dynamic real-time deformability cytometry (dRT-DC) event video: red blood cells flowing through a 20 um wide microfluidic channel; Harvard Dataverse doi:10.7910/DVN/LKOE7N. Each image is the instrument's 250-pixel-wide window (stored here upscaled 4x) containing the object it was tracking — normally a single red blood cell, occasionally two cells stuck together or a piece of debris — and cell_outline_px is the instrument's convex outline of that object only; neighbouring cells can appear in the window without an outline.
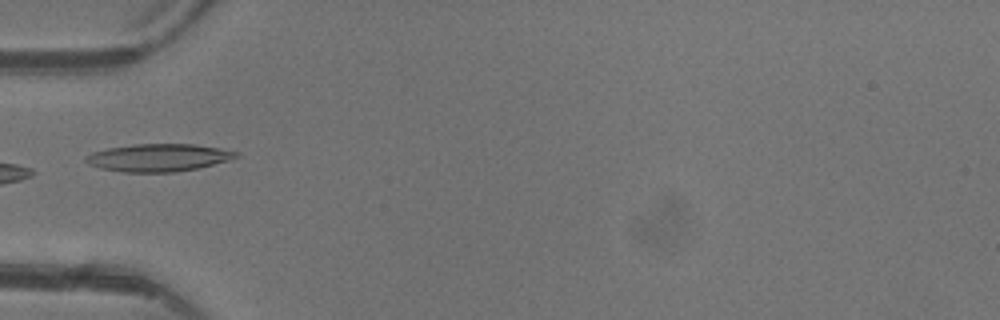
{"species": "common noctule bat (a hibernating species)", "species_latin": "Nyctalus noctula", "temperature_condition": "warm", "stored_images_in_passage": 6, "camera_frame_rate_fps": 3000, "um_per_image_px": 0.085, "animal": {"sex": "female"}, "frame": {"image": 1, "passage_image": 5, "time_ms": 4.667, "image_size_px": [1000, 320], "cell_outline_px": [[240, 156], [228, 160], [196, 168], [176, 172], [124, 172], [100, 168], [88, 164], [84, 160], [84, 156], [92, 152], [108, 148], [136, 144], [196, 144], [220, 148], [240, 152]], "centroid_in_image_um": [13.46, 13.39], "position_along_channel_um": 71.5, "area_um2": 24.16}}
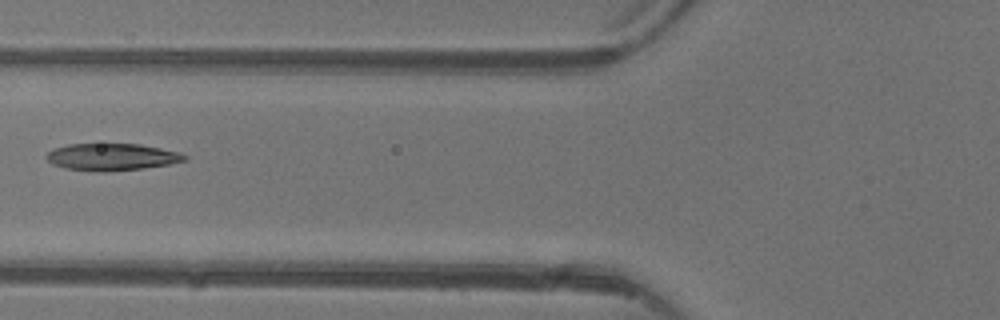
{"frame": {"image": 2, "passage_image": 6, "time_ms": 5.667, "image_size_px": [1000, 320], "cell_outline_px": [[188, 160], [168, 164], [144, 168], [64, 168], [52, 164], [44, 156], [48, 152], [56, 148], [68, 144], [140, 144], [180, 152], [188, 156]], "centroid_in_image_um": [9.56, 13.28], "position_along_channel_um": 116.2, "area_um2": 20.58}}